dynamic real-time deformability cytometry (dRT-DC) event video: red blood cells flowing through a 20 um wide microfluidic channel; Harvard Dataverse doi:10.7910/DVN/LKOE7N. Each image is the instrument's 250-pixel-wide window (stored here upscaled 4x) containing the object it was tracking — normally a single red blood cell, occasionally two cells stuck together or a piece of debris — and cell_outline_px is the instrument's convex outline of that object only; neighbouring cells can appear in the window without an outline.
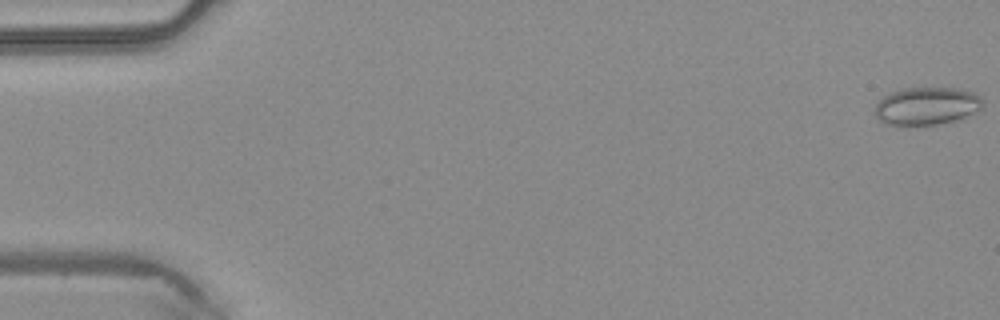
{"species": "common noctule bat (a hibernating species)", "species_latin": "Nyctalus noctula", "temperature_condition": "warm", "stored_images_in_passage": 48, "camera_frame_rate_fps": 3000, "um_per_image_px": 0.085, "animal": {"sex": "male", "body_mass_g": 20.4}, "frame": {"image": 1, "passage_image": 1, "time_ms": 0.0, "image_size_px": [1000, 320], "cell_outline_px": [[984, 108], [960, 120], [936, 124], [888, 124], [880, 120], [876, 116], [876, 104], [884, 96], [892, 92], [904, 88], [960, 88], [976, 92], [984, 100]], "centroid_in_image_um": [78.88, 8.99], "position_along_channel_um": 6.1, "area_um2": 23.81}}
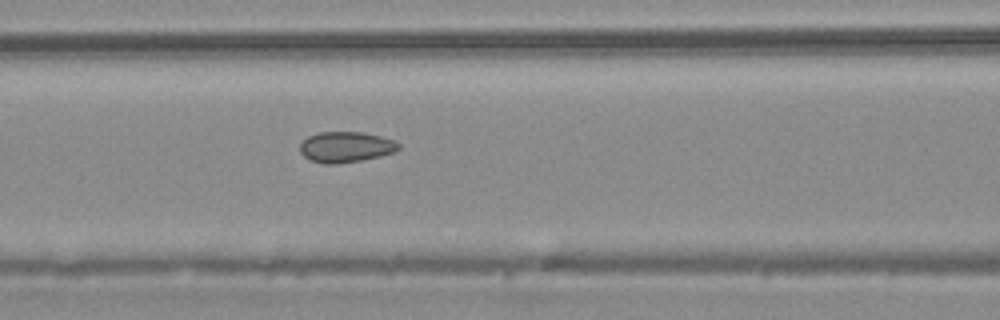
{"frame": {"image": 2, "passage_image": 21, "time_ms": 6.667, "image_size_px": [1000, 320], "cell_outline_px": [[400, 148], [392, 152], [380, 156], [360, 160], [336, 164], [324, 164], [308, 160], [300, 152], [300, 144], [308, 136], [320, 132], [364, 132], [380, 136], [392, 140], [400, 144]], "centroid_in_image_um": [29.36, 12.5], "position_along_channel_um": 137.2, "area_um2": 17.57}}
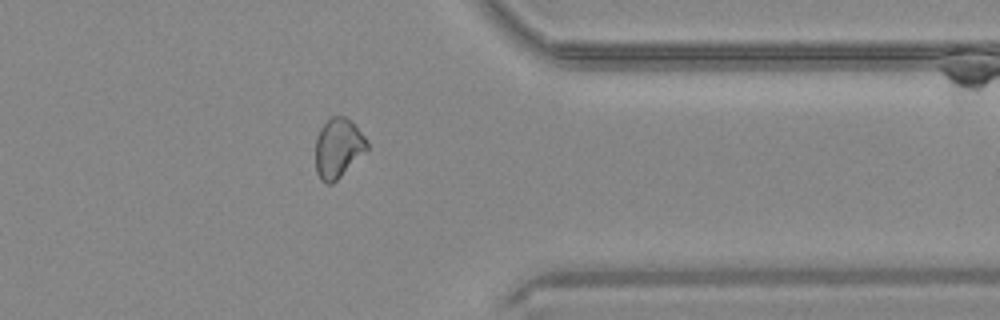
{"frame": {"image": 3, "passage_image": 39, "time_ms": 12.667, "image_size_px": [1000, 320], "cell_outline_px": [[368, 148], [332, 184], [324, 184], [320, 180], [316, 172], [316, 136], [320, 128], [332, 116], [344, 116], [368, 140]], "centroid_in_image_um": [28.7, 12.6], "position_along_channel_um": 382.7, "area_um2": 17.51}, "authors_computed_cell_mechanics": {"area_um2": 18.5249, "velocity_mm_per_s": 4.2452, "shape_relaxation_time_tau1_ms": null, "shape_relaxation_time_tau2_ms": 1.2758, "deformation_change_tau1": null, "deformation_change_tau2": 0.0576}}